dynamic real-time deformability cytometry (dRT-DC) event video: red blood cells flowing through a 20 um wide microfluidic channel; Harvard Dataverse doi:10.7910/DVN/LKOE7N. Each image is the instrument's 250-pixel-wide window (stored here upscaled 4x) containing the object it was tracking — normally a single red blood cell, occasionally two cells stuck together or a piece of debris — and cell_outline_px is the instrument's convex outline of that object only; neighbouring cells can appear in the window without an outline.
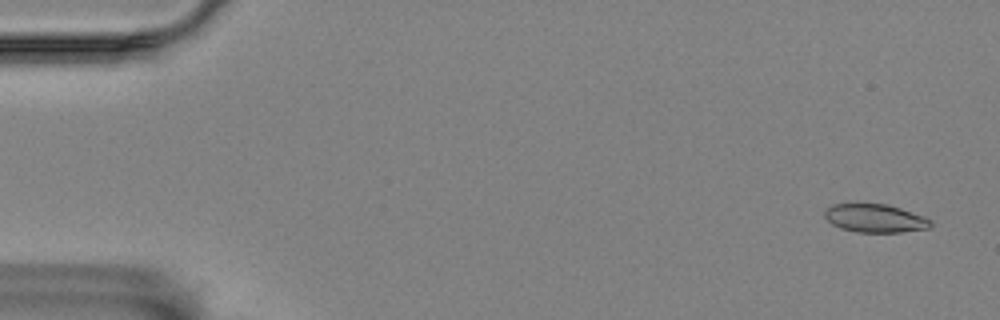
{"species": "Egyptian fruit bat (a non-hibernating species)", "species_latin": "Rousettus aegyptiacus", "temperature_condition": "room temperature", "stored_images_in_passage": 7, "camera_frame_rate_fps": 3000, "um_per_image_px": 0.085, "animal": {"sex": "female"}, "frame": {"image": 1, "passage_image": 1, "time_ms": 0.0, "image_size_px": [1000, 320], "cell_outline_px": [[932, 224], [928, 228], [900, 232], [856, 232], [840, 228], [832, 224], [824, 216], [824, 212], [832, 204], [888, 204], [924, 216], [932, 220]], "centroid_in_image_um": [74.39, 18.55], "position_along_channel_um": 10.6, "area_um2": 17.4}}
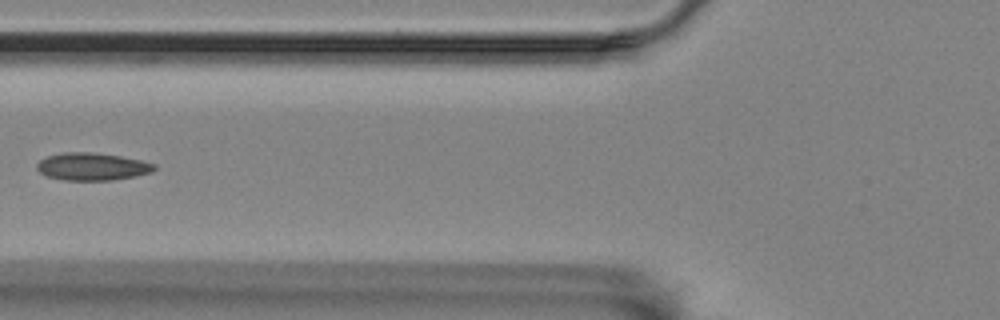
{"frame": {"image": 2, "passage_image": 6, "time_ms": 6.667, "image_size_px": [1000, 320], "cell_outline_px": [[156, 168], [152, 172], [136, 176], [112, 180], [64, 180], [44, 176], [36, 168], [36, 164], [40, 160], [48, 156], [64, 152], [88, 152], [120, 156], [140, 160], [156, 164]], "centroid_in_image_um": [7.82, 14.17], "position_along_channel_um": 118.0, "area_um2": 18.84}}
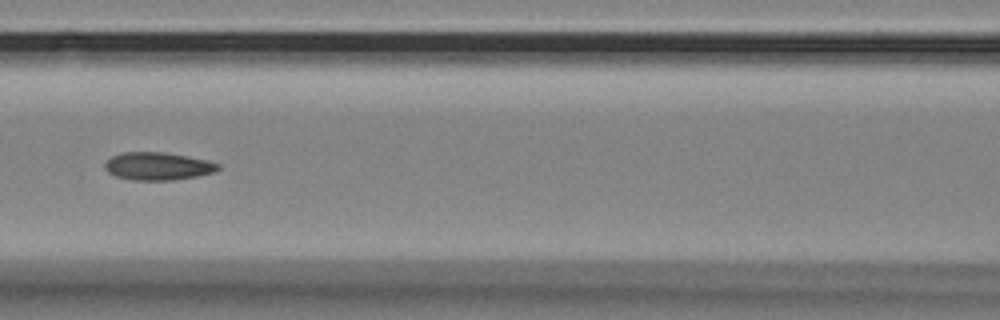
{"frame": {"image": 3, "passage_image": 7, "time_ms": 7.667, "image_size_px": [1000, 320], "cell_outline_px": [[220, 168], [216, 172], [196, 176], [172, 180], [132, 180], [116, 176], [108, 172], [104, 168], [104, 164], [112, 156], [120, 152], [164, 152], [188, 156], [208, 160], [220, 164]], "centroid_in_image_um": [13.43, 14.12], "position_along_channel_um": 153.2, "area_um2": 18.44}}